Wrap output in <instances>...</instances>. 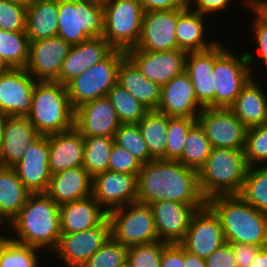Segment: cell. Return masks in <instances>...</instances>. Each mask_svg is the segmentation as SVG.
Returning a JSON list of instances; mask_svg holds the SVG:
<instances>
[{
  "label": "cell",
  "instance_id": "60d3db41",
  "mask_svg": "<svg viewBox=\"0 0 267 267\" xmlns=\"http://www.w3.org/2000/svg\"><path fill=\"white\" fill-rule=\"evenodd\" d=\"M196 122L197 118L168 116L165 160L177 161L181 157L187 133Z\"/></svg>",
  "mask_w": 267,
  "mask_h": 267
},
{
  "label": "cell",
  "instance_id": "8992f818",
  "mask_svg": "<svg viewBox=\"0 0 267 267\" xmlns=\"http://www.w3.org/2000/svg\"><path fill=\"white\" fill-rule=\"evenodd\" d=\"M238 55L222 45L221 41L214 45L215 108H229L243 86L255 77L254 53L247 50Z\"/></svg>",
  "mask_w": 267,
  "mask_h": 267
},
{
  "label": "cell",
  "instance_id": "ffe728a7",
  "mask_svg": "<svg viewBox=\"0 0 267 267\" xmlns=\"http://www.w3.org/2000/svg\"><path fill=\"white\" fill-rule=\"evenodd\" d=\"M120 125L116 110L107 97L86 102L74 109V127L83 137H114Z\"/></svg>",
  "mask_w": 267,
  "mask_h": 267
},
{
  "label": "cell",
  "instance_id": "11a10c76",
  "mask_svg": "<svg viewBox=\"0 0 267 267\" xmlns=\"http://www.w3.org/2000/svg\"><path fill=\"white\" fill-rule=\"evenodd\" d=\"M184 267H206L205 259L184 249Z\"/></svg>",
  "mask_w": 267,
  "mask_h": 267
},
{
  "label": "cell",
  "instance_id": "ba28073f",
  "mask_svg": "<svg viewBox=\"0 0 267 267\" xmlns=\"http://www.w3.org/2000/svg\"><path fill=\"white\" fill-rule=\"evenodd\" d=\"M103 37L117 50L135 48L140 34L144 9L139 0H102Z\"/></svg>",
  "mask_w": 267,
  "mask_h": 267
},
{
  "label": "cell",
  "instance_id": "836d02e7",
  "mask_svg": "<svg viewBox=\"0 0 267 267\" xmlns=\"http://www.w3.org/2000/svg\"><path fill=\"white\" fill-rule=\"evenodd\" d=\"M137 125L150 155L154 159L165 160L168 116L157 110H149Z\"/></svg>",
  "mask_w": 267,
  "mask_h": 267
},
{
  "label": "cell",
  "instance_id": "603a6c76",
  "mask_svg": "<svg viewBox=\"0 0 267 267\" xmlns=\"http://www.w3.org/2000/svg\"><path fill=\"white\" fill-rule=\"evenodd\" d=\"M202 109L191 79L185 71L161 86V100L157 111L169 117L197 118Z\"/></svg>",
  "mask_w": 267,
  "mask_h": 267
},
{
  "label": "cell",
  "instance_id": "ee69618b",
  "mask_svg": "<svg viewBox=\"0 0 267 267\" xmlns=\"http://www.w3.org/2000/svg\"><path fill=\"white\" fill-rule=\"evenodd\" d=\"M128 247L112 236L82 267H122L127 263Z\"/></svg>",
  "mask_w": 267,
  "mask_h": 267
},
{
  "label": "cell",
  "instance_id": "ab89813d",
  "mask_svg": "<svg viewBox=\"0 0 267 267\" xmlns=\"http://www.w3.org/2000/svg\"><path fill=\"white\" fill-rule=\"evenodd\" d=\"M114 141L128 150L142 164L154 160L137 124H121L115 132Z\"/></svg>",
  "mask_w": 267,
  "mask_h": 267
},
{
  "label": "cell",
  "instance_id": "e7e4bbea",
  "mask_svg": "<svg viewBox=\"0 0 267 267\" xmlns=\"http://www.w3.org/2000/svg\"><path fill=\"white\" fill-rule=\"evenodd\" d=\"M122 267H130L127 263L125 265H123Z\"/></svg>",
  "mask_w": 267,
  "mask_h": 267
},
{
  "label": "cell",
  "instance_id": "7bdbcfd3",
  "mask_svg": "<svg viewBox=\"0 0 267 267\" xmlns=\"http://www.w3.org/2000/svg\"><path fill=\"white\" fill-rule=\"evenodd\" d=\"M40 249L10 240L0 254V267H39Z\"/></svg>",
  "mask_w": 267,
  "mask_h": 267
},
{
  "label": "cell",
  "instance_id": "7c38bea8",
  "mask_svg": "<svg viewBox=\"0 0 267 267\" xmlns=\"http://www.w3.org/2000/svg\"><path fill=\"white\" fill-rule=\"evenodd\" d=\"M197 122L212 148L244 149L247 127L229 108H203Z\"/></svg>",
  "mask_w": 267,
  "mask_h": 267
},
{
  "label": "cell",
  "instance_id": "4fadbf2b",
  "mask_svg": "<svg viewBox=\"0 0 267 267\" xmlns=\"http://www.w3.org/2000/svg\"><path fill=\"white\" fill-rule=\"evenodd\" d=\"M224 243L220 219L206 205L192 215L186 235L179 244L188 252L206 259Z\"/></svg>",
  "mask_w": 267,
  "mask_h": 267
},
{
  "label": "cell",
  "instance_id": "f6af8a7d",
  "mask_svg": "<svg viewBox=\"0 0 267 267\" xmlns=\"http://www.w3.org/2000/svg\"><path fill=\"white\" fill-rule=\"evenodd\" d=\"M168 244L157 240L128 247L127 264L130 267H160L163 249Z\"/></svg>",
  "mask_w": 267,
  "mask_h": 267
},
{
  "label": "cell",
  "instance_id": "f5cc1de1",
  "mask_svg": "<svg viewBox=\"0 0 267 267\" xmlns=\"http://www.w3.org/2000/svg\"><path fill=\"white\" fill-rule=\"evenodd\" d=\"M160 267H184V248L179 243H170L161 256Z\"/></svg>",
  "mask_w": 267,
  "mask_h": 267
},
{
  "label": "cell",
  "instance_id": "d4e9b609",
  "mask_svg": "<svg viewBox=\"0 0 267 267\" xmlns=\"http://www.w3.org/2000/svg\"><path fill=\"white\" fill-rule=\"evenodd\" d=\"M47 136L49 144V171L51 175L83 165L84 137L75 127Z\"/></svg>",
  "mask_w": 267,
  "mask_h": 267
},
{
  "label": "cell",
  "instance_id": "be15d7a7",
  "mask_svg": "<svg viewBox=\"0 0 267 267\" xmlns=\"http://www.w3.org/2000/svg\"><path fill=\"white\" fill-rule=\"evenodd\" d=\"M8 222L5 220V218L0 214V226L3 224V226H4V224H6V225H9V224H7Z\"/></svg>",
  "mask_w": 267,
  "mask_h": 267
},
{
  "label": "cell",
  "instance_id": "4dcf8cb0",
  "mask_svg": "<svg viewBox=\"0 0 267 267\" xmlns=\"http://www.w3.org/2000/svg\"><path fill=\"white\" fill-rule=\"evenodd\" d=\"M117 84L148 110H157L161 100V86L147 79L127 56L119 65Z\"/></svg>",
  "mask_w": 267,
  "mask_h": 267
},
{
  "label": "cell",
  "instance_id": "d590c367",
  "mask_svg": "<svg viewBox=\"0 0 267 267\" xmlns=\"http://www.w3.org/2000/svg\"><path fill=\"white\" fill-rule=\"evenodd\" d=\"M211 150L210 140L204 129L196 122L187 133L182 155L177 161L198 171L207 160Z\"/></svg>",
  "mask_w": 267,
  "mask_h": 267
},
{
  "label": "cell",
  "instance_id": "f907efd6",
  "mask_svg": "<svg viewBox=\"0 0 267 267\" xmlns=\"http://www.w3.org/2000/svg\"><path fill=\"white\" fill-rule=\"evenodd\" d=\"M206 267H237L230 243H224L220 248L205 259Z\"/></svg>",
  "mask_w": 267,
  "mask_h": 267
},
{
  "label": "cell",
  "instance_id": "277c9868",
  "mask_svg": "<svg viewBox=\"0 0 267 267\" xmlns=\"http://www.w3.org/2000/svg\"><path fill=\"white\" fill-rule=\"evenodd\" d=\"M42 136L74 127V109L66 86L57 81H37L33 88L32 107L26 116Z\"/></svg>",
  "mask_w": 267,
  "mask_h": 267
},
{
  "label": "cell",
  "instance_id": "6da1fadb",
  "mask_svg": "<svg viewBox=\"0 0 267 267\" xmlns=\"http://www.w3.org/2000/svg\"><path fill=\"white\" fill-rule=\"evenodd\" d=\"M164 200L206 206L198 171L173 160L154 159L143 164L137 176V202L149 205Z\"/></svg>",
  "mask_w": 267,
  "mask_h": 267
},
{
  "label": "cell",
  "instance_id": "d6a6232c",
  "mask_svg": "<svg viewBox=\"0 0 267 267\" xmlns=\"http://www.w3.org/2000/svg\"><path fill=\"white\" fill-rule=\"evenodd\" d=\"M30 194L13 167L0 166V214L8 224L25 205Z\"/></svg>",
  "mask_w": 267,
  "mask_h": 267
},
{
  "label": "cell",
  "instance_id": "7dc6e473",
  "mask_svg": "<svg viewBox=\"0 0 267 267\" xmlns=\"http://www.w3.org/2000/svg\"><path fill=\"white\" fill-rule=\"evenodd\" d=\"M27 7L11 2L0 0V29L8 32L26 30Z\"/></svg>",
  "mask_w": 267,
  "mask_h": 267
},
{
  "label": "cell",
  "instance_id": "f546056e",
  "mask_svg": "<svg viewBox=\"0 0 267 267\" xmlns=\"http://www.w3.org/2000/svg\"><path fill=\"white\" fill-rule=\"evenodd\" d=\"M207 16L188 7L177 9L175 36L178 49L189 52H202L211 49L218 41L206 39L205 18ZM206 35V36H205Z\"/></svg>",
  "mask_w": 267,
  "mask_h": 267
},
{
  "label": "cell",
  "instance_id": "9a60e30c",
  "mask_svg": "<svg viewBox=\"0 0 267 267\" xmlns=\"http://www.w3.org/2000/svg\"><path fill=\"white\" fill-rule=\"evenodd\" d=\"M70 48L58 36L31 41L25 69L36 81H56Z\"/></svg>",
  "mask_w": 267,
  "mask_h": 267
},
{
  "label": "cell",
  "instance_id": "74e56055",
  "mask_svg": "<svg viewBox=\"0 0 267 267\" xmlns=\"http://www.w3.org/2000/svg\"><path fill=\"white\" fill-rule=\"evenodd\" d=\"M29 39L25 31L0 29V57L9 68H25L29 59Z\"/></svg>",
  "mask_w": 267,
  "mask_h": 267
},
{
  "label": "cell",
  "instance_id": "e575fe53",
  "mask_svg": "<svg viewBox=\"0 0 267 267\" xmlns=\"http://www.w3.org/2000/svg\"><path fill=\"white\" fill-rule=\"evenodd\" d=\"M114 137L90 136L84 137L83 167L94 177L108 171V162Z\"/></svg>",
  "mask_w": 267,
  "mask_h": 267
},
{
  "label": "cell",
  "instance_id": "5b68a950",
  "mask_svg": "<svg viewBox=\"0 0 267 267\" xmlns=\"http://www.w3.org/2000/svg\"><path fill=\"white\" fill-rule=\"evenodd\" d=\"M247 168L243 149L212 148L198 170L202 195L208 200L216 195L239 194Z\"/></svg>",
  "mask_w": 267,
  "mask_h": 267
},
{
  "label": "cell",
  "instance_id": "44dd1931",
  "mask_svg": "<svg viewBox=\"0 0 267 267\" xmlns=\"http://www.w3.org/2000/svg\"><path fill=\"white\" fill-rule=\"evenodd\" d=\"M13 168L31 193H46L51 179L48 136H41L25 148L22 159Z\"/></svg>",
  "mask_w": 267,
  "mask_h": 267
},
{
  "label": "cell",
  "instance_id": "9f6ffc18",
  "mask_svg": "<svg viewBox=\"0 0 267 267\" xmlns=\"http://www.w3.org/2000/svg\"><path fill=\"white\" fill-rule=\"evenodd\" d=\"M251 267H267V246L258 251L256 258L251 263Z\"/></svg>",
  "mask_w": 267,
  "mask_h": 267
},
{
  "label": "cell",
  "instance_id": "9c48e42d",
  "mask_svg": "<svg viewBox=\"0 0 267 267\" xmlns=\"http://www.w3.org/2000/svg\"><path fill=\"white\" fill-rule=\"evenodd\" d=\"M126 52L114 49L104 60L93 65L70 81L67 92L73 109L101 97L117 84L118 68Z\"/></svg>",
  "mask_w": 267,
  "mask_h": 267
},
{
  "label": "cell",
  "instance_id": "2e32d148",
  "mask_svg": "<svg viewBox=\"0 0 267 267\" xmlns=\"http://www.w3.org/2000/svg\"><path fill=\"white\" fill-rule=\"evenodd\" d=\"M36 80L25 68H9L0 75V111L7 116L26 117L32 107Z\"/></svg>",
  "mask_w": 267,
  "mask_h": 267
},
{
  "label": "cell",
  "instance_id": "db71d44e",
  "mask_svg": "<svg viewBox=\"0 0 267 267\" xmlns=\"http://www.w3.org/2000/svg\"><path fill=\"white\" fill-rule=\"evenodd\" d=\"M145 12L184 9L187 0H139Z\"/></svg>",
  "mask_w": 267,
  "mask_h": 267
},
{
  "label": "cell",
  "instance_id": "d6986e66",
  "mask_svg": "<svg viewBox=\"0 0 267 267\" xmlns=\"http://www.w3.org/2000/svg\"><path fill=\"white\" fill-rule=\"evenodd\" d=\"M159 241L180 243L189 228L192 215L205 206H190L175 201L149 204Z\"/></svg>",
  "mask_w": 267,
  "mask_h": 267
},
{
  "label": "cell",
  "instance_id": "1f68e13d",
  "mask_svg": "<svg viewBox=\"0 0 267 267\" xmlns=\"http://www.w3.org/2000/svg\"><path fill=\"white\" fill-rule=\"evenodd\" d=\"M58 0H33L27 8L26 35L29 42L56 37Z\"/></svg>",
  "mask_w": 267,
  "mask_h": 267
},
{
  "label": "cell",
  "instance_id": "680465c9",
  "mask_svg": "<svg viewBox=\"0 0 267 267\" xmlns=\"http://www.w3.org/2000/svg\"><path fill=\"white\" fill-rule=\"evenodd\" d=\"M10 240H11V236L0 233V254Z\"/></svg>",
  "mask_w": 267,
  "mask_h": 267
},
{
  "label": "cell",
  "instance_id": "91938a15",
  "mask_svg": "<svg viewBox=\"0 0 267 267\" xmlns=\"http://www.w3.org/2000/svg\"><path fill=\"white\" fill-rule=\"evenodd\" d=\"M11 2L21 4L25 7H29V5L32 3L33 0H10Z\"/></svg>",
  "mask_w": 267,
  "mask_h": 267
},
{
  "label": "cell",
  "instance_id": "bcb514c9",
  "mask_svg": "<svg viewBox=\"0 0 267 267\" xmlns=\"http://www.w3.org/2000/svg\"><path fill=\"white\" fill-rule=\"evenodd\" d=\"M243 2L252 13L254 12L255 16L253 17L255 19L251 25L253 27L252 33L255 36V44H257L260 54L259 58L261 57V63L265 66L264 70L267 71V12L257 3L258 0H244Z\"/></svg>",
  "mask_w": 267,
  "mask_h": 267
},
{
  "label": "cell",
  "instance_id": "3957f363",
  "mask_svg": "<svg viewBox=\"0 0 267 267\" xmlns=\"http://www.w3.org/2000/svg\"><path fill=\"white\" fill-rule=\"evenodd\" d=\"M207 205L219 217L226 243L267 246V214L239 194L213 196Z\"/></svg>",
  "mask_w": 267,
  "mask_h": 267
},
{
  "label": "cell",
  "instance_id": "83f0119b",
  "mask_svg": "<svg viewBox=\"0 0 267 267\" xmlns=\"http://www.w3.org/2000/svg\"><path fill=\"white\" fill-rule=\"evenodd\" d=\"M92 182L93 177L83 166L69 168L51 175L46 194L61 205L91 196Z\"/></svg>",
  "mask_w": 267,
  "mask_h": 267
},
{
  "label": "cell",
  "instance_id": "e0dca14e",
  "mask_svg": "<svg viewBox=\"0 0 267 267\" xmlns=\"http://www.w3.org/2000/svg\"><path fill=\"white\" fill-rule=\"evenodd\" d=\"M92 197L109 213L137 202V176L105 171L93 177Z\"/></svg>",
  "mask_w": 267,
  "mask_h": 267
},
{
  "label": "cell",
  "instance_id": "f1b7e54d",
  "mask_svg": "<svg viewBox=\"0 0 267 267\" xmlns=\"http://www.w3.org/2000/svg\"><path fill=\"white\" fill-rule=\"evenodd\" d=\"M229 109L247 128L265 125L267 124V93L259 81L252 77L243 86Z\"/></svg>",
  "mask_w": 267,
  "mask_h": 267
},
{
  "label": "cell",
  "instance_id": "94428289",
  "mask_svg": "<svg viewBox=\"0 0 267 267\" xmlns=\"http://www.w3.org/2000/svg\"><path fill=\"white\" fill-rule=\"evenodd\" d=\"M9 69L8 65L0 57V75L5 73Z\"/></svg>",
  "mask_w": 267,
  "mask_h": 267
},
{
  "label": "cell",
  "instance_id": "7a4b0ae2",
  "mask_svg": "<svg viewBox=\"0 0 267 267\" xmlns=\"http://www.w3.org/2000/svg\"><path fill=\"white\" fill-rule=\"evenodd\" d=\"M9 225L12 241L52 253L61 235L59 205L46 193H31Z\"/></svg>",
  "mask_w": 267,
  "mask_h": 267
},
{
  "label": "cell",
  "instance_id": "6125c7cd",
  "mask_svg": "<svg viewBox=\"0 0 267 267\" xmlns=\"http://www.w3.org/2000/svg\"><path fill=\"white\" fill-rule=\"evenodd\" d=\"M257 3L267 12V0H258Z\"/></svg>",
  "mask_w": 267,
  "mask_h": 267
},
{
  "label": "cell",
  "instance_id": "8fae6325",
  "mask_svg": "<svg viewBox=\"0 0 267 267\" xmlns=\"http://www.w3.org/2000/svg\"><path fill=\"white\" fill-rule=\"evenodd\" d=\"M111 237V223L107 217L100 225L76 232L61 233L52 252L66 267H82L88 259Z\"/></svg>",
  "mask_w": 267,
  "mask_h": 267
},
{
  "label": "cell",
  "instance_id": "cb8c5ba5",
  "mask_svg": "<svg viewBox=\"0 0 267 267\" xmlns=\"http://www.w3.org/2000/svg\"><path fill=\"white\" fill-rule=\"evenodd\" d=\"M41 136L27 117L8 116L0 145V166L13 167L22 159L24 149Z\"/></svg>",
  "mask_w": 267,
  "mask_h": 267
},
{
  "label": "cell",
  "instance_id": "ac0fdd59",
  "mask_svg": "<svg viewBox=\"0 0 267 267\" xmlns=\"http://www.w3.org/2000/svg\"><path fill=\"white\" fill-rule=\"evenodd\" d=\"M177 9L144 12L141 34L135 48L145 51L177 50Z\"/></svg>",
  "mask_w": 267,
  "mask_h": 267
},
{
  "label": "cell",
  "instance_id": "484cf974",
  "mask_svg": "<svg viewBox=\"0 0 267 267\" xmlns=\"http://www.w3.org/2000/svg\"><path fill=\"white\" fill-rule=\"evenodd\" d=\"M213 68L214 46L206 51L187 53L185 72L191 79L197 101L203 108H215Z\"/></svg>",
  "mask_w": 267,
  "mask_h": 267
},
{
  "label": "cell",
  "instance_id": "7402d4cb",
  "mask_svg": "<svg viewBox=\"0 0 267 267\" xmlns=\"http://www.w3.org/2000/svg\"><path fill=\"white\" fill-rule=\"evenodd\" d=\"M114 48L103 36L93 37L72 45L57 78V82L66 86L93 65L104 60Z\"/></svg>",
  "mask_w": 267,
  "mask_h": 267
},
{
  "label": "cell",
  "instance_id": "8d00e7d4",
  "mask_svg": "<svg viewBox=\"0 0 267 267\" xmlns=\"http://www.w3.org/2000/svg\"><path fill=\"white\" fill-rule=\"evenodd\" d=\"M239 195L258 211L267 214V165L247 168Z\"/></svg>",
  "mask_w": 267,
  "mask_h": 267
},
{
  "label": "cell",
  "instance_id": "4316f807",
  "mask_svg": "<svg viewBox=\"0 0 267 267\" xmlns=\"http://www.w3.org/2000/svg\"><path fill=\"white\" fill-rule=\"evenodd\" d=\"M61 233H76L100 225L108 212L91 196L59 205Z\"/></svg>",
  "mask_w": 267,
  "mask_h": 267
},
{
  "label": "cell",
  "instance_id": "52a82bcc",
  "mask_svg": "<svg viewBox=\"0 0 267 267\" xmlns=\"http://www.w3.org/2000/svg\"><path fill=\"white\" fill-rule=\"evenodd\" d=\"M57 36L72 45L103 36L102 0H58Z\"/></svg>",
  "mask_w": 267,
  "mask_h": 267
},
{
  "label": "cell",
  "instance_id": "816d5d0a",
  "mask_svg": "<svg viewBox=\"0 0 267 267\" xmlns=\"http://www.w3.org/2000/svg\"><path fill=\"white\" fill-rule=\"evenodd\" d=\"M237 267H251L258 251L262 248L252 244L230 243Z\"/></svg>",
  "mask_w": 267,
  "mask_h": 267
},
{
  "label": "cell",
  "instance_id": "6f0895ef",
  "mask_svg": "<svg viewBox=\"0 0 267 267\" xmlns=\"http://www.w3.org/2000/svg\"><path fill=\"white\" fill-rule=\"evenodd\" d=\"M7 118H8V116L0 111V145H1V141L3 139V134H4Z\"/></svg>",
  "mask_w": 267,
  "mask_h": 267
},
{
  "label": "cell",
  "instance_id": "681fc988",
  "mask_svg": "<svg viewBox=\"0 0 267 267\" xmlns=\"http://www.w3.org/2000/svg\"><path fill=\"white\" fill-rule=\"evenodd\" d=\"M231 3H233L232 0H187V7L205 16H212V13L219 14L223 10L224 12L226 9L228 10V6L232 5Z\"/></svg>",
  "mask_w": 267,
  "mask_h": 267
},
{
  "label": "cell",
  "instance_id": "b9f144b4",
  "mask_svg": "<svg viewBox=\"0 0 267 267\" xmlns=\"http://www.w3.org/2000/svg\"><path fill=\"white\" fill-rule=\"evenodd\" d=\"M243 151L248 167L257 166V163L267 165V124L247 129Z\"/></svg>",
  "mask_w": 267,
  "mask_h": 267
},
{
  "label": "cell",
  "instance_id": "c3c4849f",
  "mask_svg": "<svg viewBox=\"0 0 267 267\" xmlns=\"http://www.w3.org/2000/svg\"><path fill=\"white\" fill-rule=\"evenodd\" d=\"M142 165L143 164L128 150L114 142L108 162L109 171H116L138 176Z\"/></svg>",
  "mask_w": 267,
  "mask_h": 267
},
{
  "label": "cell",
  "instance_id": "5bb4252c",
  "mask_svg": "<svg viewBox=\"0 0 267 267\" xmlns=\"http://www.w3.org/2000/svg\"><path fill=\"white\" fill-rule=\"evenodd\" d=\"M126 56L147 79L162 86L185 71L187 52L179 49L157 52L129 49Z\"/></svg>",
  "mask_w": 267,
  "mask_h": 267
},
{
  "label": "cell",
  "instance_id": "f35d334b",
  "mask_svg": "<svg viewBox=\"0 0 267 267\" xmlns=\"http://www.w3.org/2000/svg\"><path fill=\"white\" fill-rule=\"evenodd\" d=\"M121 124H137L149 111L126 89L114 85L107 94Z\"/></svg>",
  "mask_w": 267,
  "mask_h": 267
},
{
  "label": "cell",
  "instance_id": "30bf717a",
  "mask_svg": "<svg viewBox=\"0 0 267 267\" xmlns=\"http://www.w3.org/2000/svg\"><path fill=\"white\" fill-rule=\"evenodd\" d=\"M111 236L126 247L158 240L151 207L140 202L130 203L108 213Z\"/></svg>",
  "mask_w": 267,
  "mask_h": 267
}]
</instances>
